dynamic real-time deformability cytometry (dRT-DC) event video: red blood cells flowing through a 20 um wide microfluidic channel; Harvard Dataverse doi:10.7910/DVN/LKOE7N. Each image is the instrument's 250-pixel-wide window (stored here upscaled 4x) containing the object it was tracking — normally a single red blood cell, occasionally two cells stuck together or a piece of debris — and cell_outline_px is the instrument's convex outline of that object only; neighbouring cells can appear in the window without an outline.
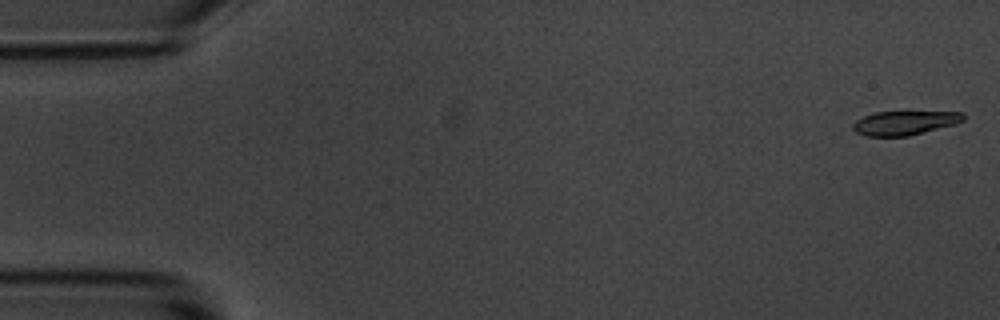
{"species": "common noctule bat (a hibernating species)", "species_latin": "Nyctalus noctula", "temperature_condition": "room temperature", "stored_images_in_passage": 6, "camera_frame_rate_fps": 3000, "um_per_image_px": 0.085, "animal": {"sex": "male", "body_mass_g": 20.1, "forearm_length_mm": 53.5}, "frame": {"image": 1, "passage_image": 1, "time_ms": 0.0, "image_size_px": [1000, 320], "cell_outline_px": [[964, 120], [956, 124], [908, 136], [864, 136], [856, 132], [852, 128], [852, 124], [856, 120], [864, 116], [876, 112], [964, 112]], "centroid_in_image_um": [76.88, 10.45], "position_along_channel_um": 8.1, "area_um2": 15.43}}
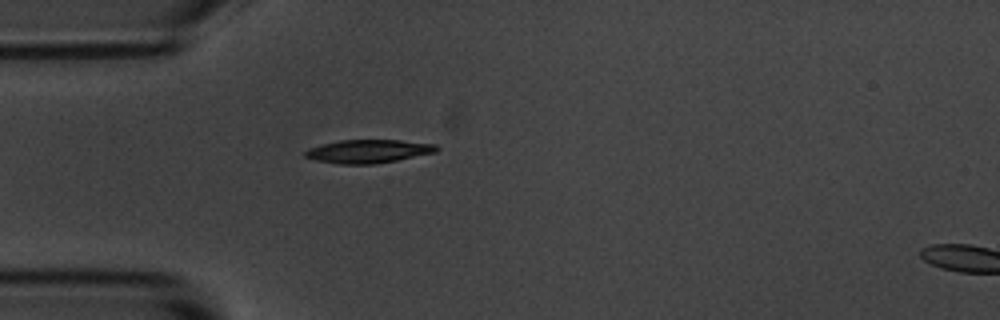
{"frame": {"image": 2, "passage_image": 5, "time_ms": 4.667, "image_size_px": [1000, 320], "cell_outline_px": [[440, 148], [436, 152], [376, 164], [336, 164], [316, 160], [304, 156], [304, 152], [308, 148], [340, 140], [400, 140], [436, 144]], "centroid_in_image_um": [31.31, 12.86], "position_along_channel_um": 53.7, "area_um2": 17.86}}